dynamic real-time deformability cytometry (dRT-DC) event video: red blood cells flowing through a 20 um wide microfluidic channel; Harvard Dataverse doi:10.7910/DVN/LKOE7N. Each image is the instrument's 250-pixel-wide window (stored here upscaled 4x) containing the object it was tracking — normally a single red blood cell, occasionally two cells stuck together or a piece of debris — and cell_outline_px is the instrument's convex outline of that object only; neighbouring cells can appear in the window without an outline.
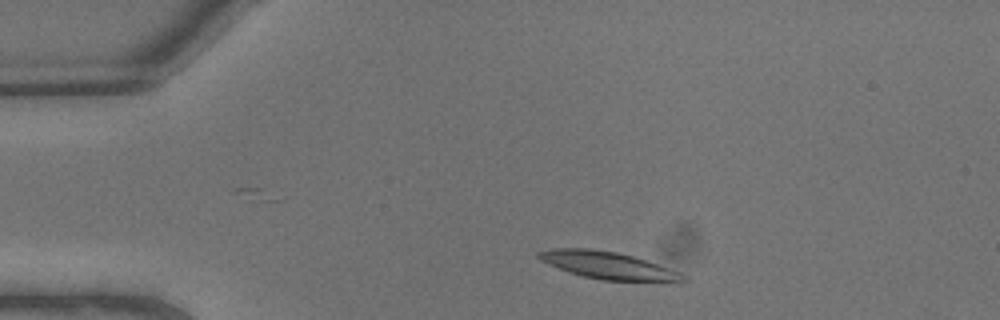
{"species": "common noctule bat (a hibernating species)", "species_latin": "Nyctalus noctula", "temperature_condition": "warm", "stored_images_in_passage": 6, "camera_frame_rate_fps": 3000, "um_per_image_px": 0.085, "animal": {"sex": "male", "body_mass_g": 13.3}, "frame": {"image": 1, "passage_image": 1, "time_ms": 0.0, "image_size_px": [1000, 320], "cell_outline_px": [[688, 280], [684, 284], [660, 284], [604, 280], [584, 276], [568, 272], [548, 264], [540, 260], [536, 256], [536, 252], [552, 248], [588, 248], [616, 252], [632, 256], [680, 272], [688, 276]], "centroid_in_image_um": [51.84, 22.62], "position_along_channel_um": 33.2, "area_um2": 23.93}}
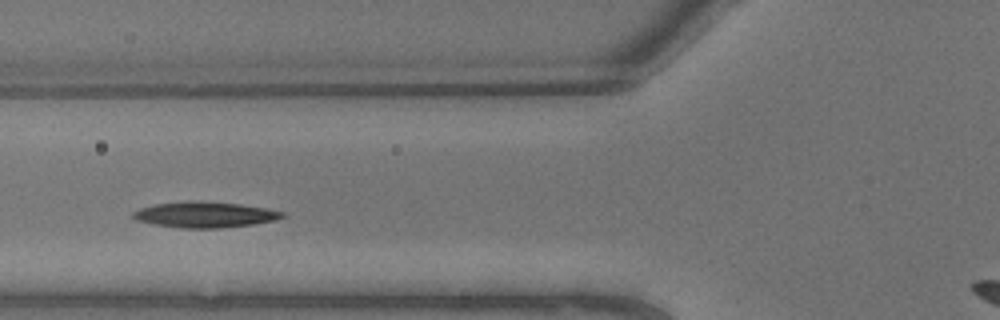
{"frame": {"image": 2, "passage_image": 5, "time_ms": 1.333, "image_size_px": [1000, 320], "cell_outline_px": [[284, 216], [276, 220], [252, 224], [220, 228], [180, 228], [156, 224], [136, 220], [132, 216], [132, 212], [140, 208], [156, 204], [188, 200], [192, 200], [240, 204], [264, 208], [284, 212]], "centroid_in_image_um": [17.39, 18.24], "position_along_channel_um": 108.4, "area_um2": 22.25}}
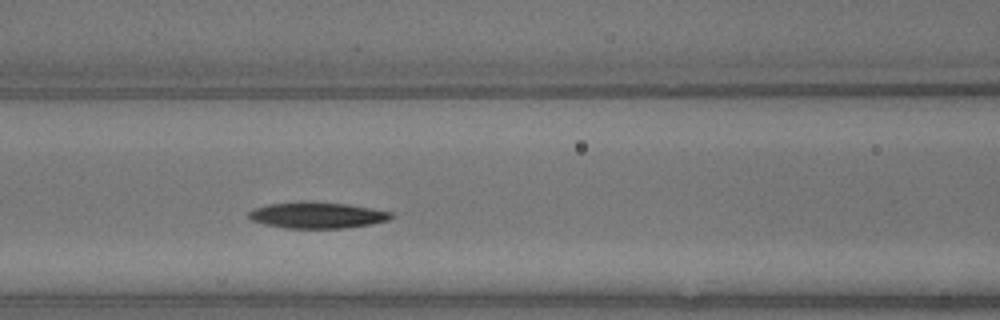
{"frame": {"image": 3, "passage_image": 6, "time_ms": 1.667, "image_size_px": [1000, 320], "cell_outline_px": [[396, 216], [388, 220], [372, 224], [344, 228], [284, 228], [264, 224], [248, 220], [248, 212], [256, 208], [268, 204], [304, 200], [348, 204], [372, 208], [392, 212]], "centroid_in_image_um": [26.96, 18.28], "position_along_channel_um": 139.6, "area_um2": 22.14}}